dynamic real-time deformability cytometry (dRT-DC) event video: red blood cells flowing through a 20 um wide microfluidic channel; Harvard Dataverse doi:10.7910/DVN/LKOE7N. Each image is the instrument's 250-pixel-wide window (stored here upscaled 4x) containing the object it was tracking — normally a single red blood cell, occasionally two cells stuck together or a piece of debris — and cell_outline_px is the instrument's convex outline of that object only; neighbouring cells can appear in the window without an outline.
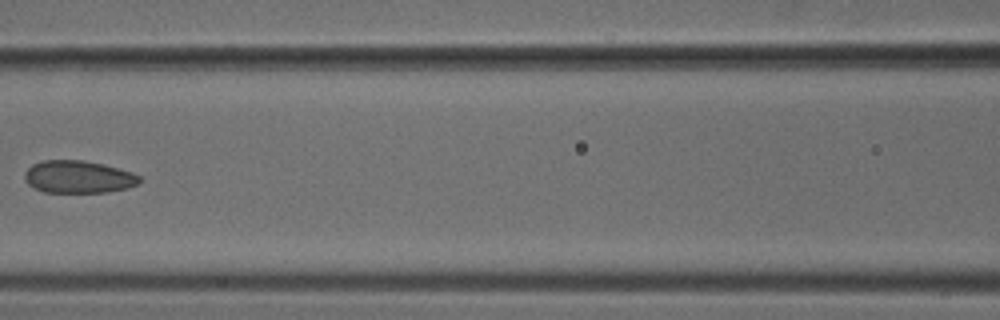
{"species": "common noctule bat (a hibernating species)", "species_latin": "Nyctalus noctula", "temperature_condition": "cold", "stored_images_in_passage": 5, "camera_frame_rate_fps": 3000, "um_per_image_px": 0.085, "animal": {"sex": "male", "body_mass_g": 18.8}, "frame": {"image": 1, "passage_image": 4, "time_ms": 1.0, "image_size_px": [1000, 320], "cell_outline_px": [[140, 180], [136, 184], [128, 188], [108, 192], [44, 192], [28, 184], [24, 180], [24, 172], [32, 164], [44, 160], [84, 160], [104, 164], [132, 172], [140, 176]], "centroid_in_image_um": [6.64, 15.03], "position_along_channel_um": 160.0, "area_um2": 21.79}}
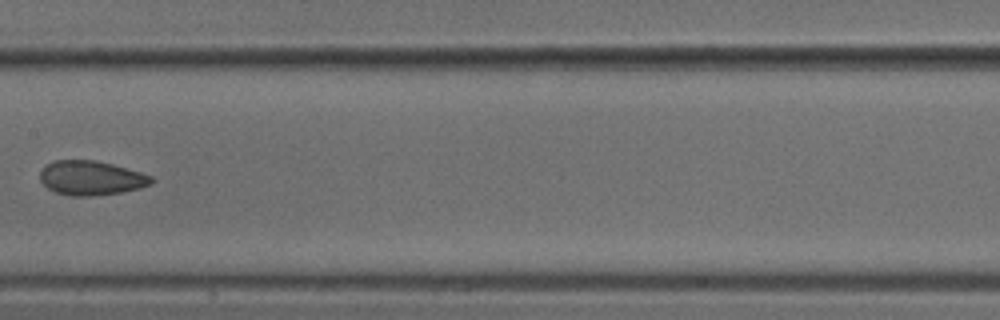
{"frame": {"image": 2, "passage_image": 5, "time_ms": 1.333, "image_size_px": [1000, 320], "cell_outline_px": [[152, 184], [140, 188], [120, 192], [92, 196], [72, 196], [56, 192], [48, 188], [40, 180], [40, 172], [48, 164], [56, 160], [92, 160], [112, 164], [140, 172], [152, 176]], "centroid_in_image_um": [7.75, 15.13], "position_along_channel_um": 199.7, "area_um2": 22.02}}